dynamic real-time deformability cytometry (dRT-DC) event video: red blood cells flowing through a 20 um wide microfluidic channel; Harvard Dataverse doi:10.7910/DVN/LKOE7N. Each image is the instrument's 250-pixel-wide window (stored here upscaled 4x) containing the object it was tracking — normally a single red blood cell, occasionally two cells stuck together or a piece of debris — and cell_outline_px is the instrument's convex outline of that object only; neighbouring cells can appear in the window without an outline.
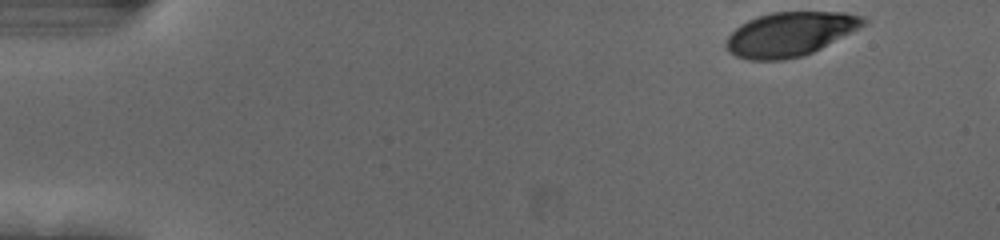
{"species": "human", "species_latin": "Homo sapiens", "temperature_condition": "cold", "stored_images_in_passage": 9, "camera_frame_rate_fps": 3000, "um_per_image_px": 0.085, "donor": {"sex": "female"}, "frame": {"image": 1, "passage_image": 1, "time_ms": 0.0, "image_size_px": [1000, 240], "cell_outline_px": [[868, 20], [864, 24], [820, 48], [804, 56], [784, 60], [748, 60], [736, 56], [728, 52], [724, 44], [728, 36], [740, 24], [756, 16], [772, 12], [844, 12], [864, 16]], "centroid_in_image_um": [67.09, 2.9], "position_along_channel_um": 17.9, "area_um2": 35.14}}